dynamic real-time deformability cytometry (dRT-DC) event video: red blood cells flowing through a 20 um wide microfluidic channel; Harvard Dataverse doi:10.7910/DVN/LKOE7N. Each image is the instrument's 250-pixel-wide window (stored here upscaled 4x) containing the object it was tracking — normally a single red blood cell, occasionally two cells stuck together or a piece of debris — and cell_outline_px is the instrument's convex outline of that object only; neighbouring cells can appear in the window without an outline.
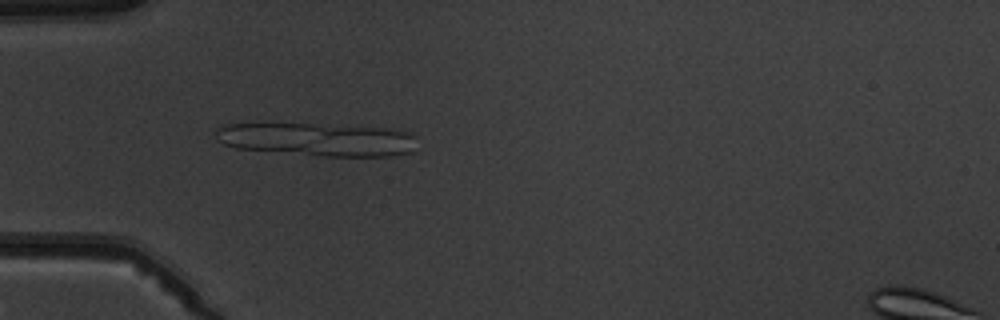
{"species": "common noctule bat (a hibernating species)", "species_latin": "Nyctalus noctula", "temperature_condition": "warm", "stored_images_in_passage": 5, "camera_frame_rate_fps": 3000, "um_per_image_px": 0.085, "animal": {"sex": "male", "body_mass_g": 19.5, "forearm_length_mm": 54.6}, "frame": {"image": 1, "passage_image": 5, "time_ms": 4.667, "image_size_px": [1000, 320], "cell_outline_px": [[416, 136], [412, 152], [388, 156], [324, 156], [236, 148], [224, 144], [220, 140], [216, 132], [216, 128], [228, 124], [308, 124], [384, 128], [404, 132]], "centroid_in_image_um": [26.98, 11.86], "position_along_channel_um": 58.0, "area_um2": 38.15}}